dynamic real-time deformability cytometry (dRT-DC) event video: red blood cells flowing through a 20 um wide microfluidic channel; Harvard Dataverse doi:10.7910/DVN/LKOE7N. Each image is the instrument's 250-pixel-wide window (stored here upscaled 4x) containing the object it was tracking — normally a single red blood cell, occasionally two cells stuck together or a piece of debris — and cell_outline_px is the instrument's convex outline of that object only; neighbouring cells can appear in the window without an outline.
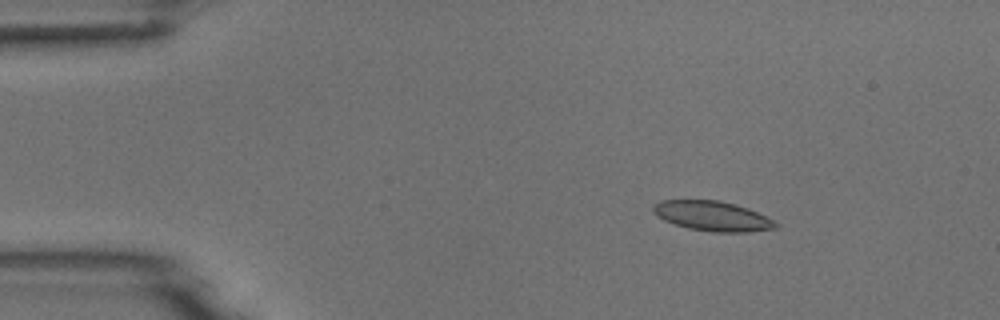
{"species": "common noctule bat (a hibernating species)", "species_latin": "Nyctalus noctula", "temperature_condition": "room temperature", "stored_images_in_passage": 5, "camera_frame_rate_fps": 3000, "um_per_image_px": 0.085, "animal": {"sex": "male", "body_mass_g": 18.8}, "frame": {"image": 1, "passage_image": 3, "time_ms": 2.333, "image_size_px": [1000, 320], "cell_outline_px": [[780, 224], [776, 228], [748, 232], [712, 232], [688, 228], [664, 220], [652, 212], [652, 208], [660, 200], [720, 200], [736, 204], [748, 208]], "centroid_in_image_um": [60.56, 18.36], "position_along_channel_um": 24.4, "area_um2": 21.21}}